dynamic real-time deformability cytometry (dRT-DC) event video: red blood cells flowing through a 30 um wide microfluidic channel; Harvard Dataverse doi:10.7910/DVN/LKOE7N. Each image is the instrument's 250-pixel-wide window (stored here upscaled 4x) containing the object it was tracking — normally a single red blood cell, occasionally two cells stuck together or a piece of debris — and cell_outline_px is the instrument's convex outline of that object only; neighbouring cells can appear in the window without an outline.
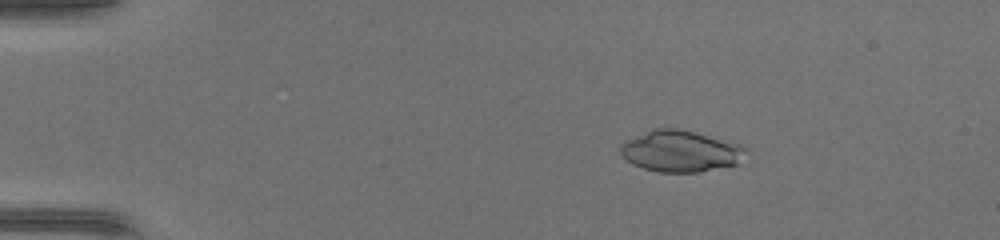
{"species": "common noctule bat (a hibernating species)", "species_latin": "Nyctalus noctula", "temperature_condition": "warm", "stored_images_in_passage": 47, "camera_frame_rate_fps": 3000, "um_per_image_px": 0.085, "animal": {"sex": "female", "body_mass_g": 17.0, "forearm_length_mm": 48.0}, "frame": {"image": 1, "passage_image": 9, "time_ms": 2.667, "image_size_px": [1000, 240], "cell_outline_px": [[744, 152], [736, 164], [700, 172], [660, 172], [644, 168], [632, 164], [624, 160], [620, 156], [620, 144], [624, 140], [652, 128], [680, 128], [740, 144], [744, 148]], "centroid_in_image_um": [57.73, 12.83], "position_along_channel_um": 27.3, "area_um2": 30.23}}
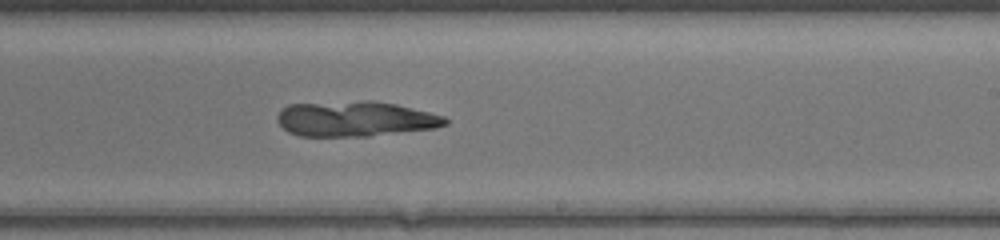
{"frame": {"image": 2, "passage_image": 30, "time_ms": 9.667, "image_size_px": [1000, 240], "cell_outline_px": [[448, 124], [436, 128], [368, 136], [300, 136], [288, 132], [276, 120], [276, 116], [280, 108], [288, 104], [368, 100], [372, 100], [396, 104], [444, 116], [448, 120]], "centroid_in_image_um": [30.16, 10.1], "position_along_channel_um": 258.8, "area_um2": 34.68}}
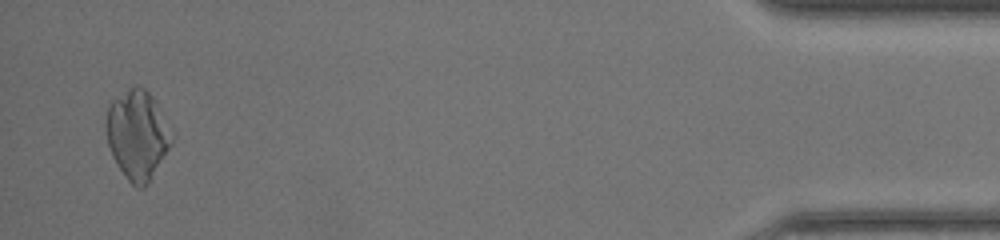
{"frame": {"image": 3, "passage_image": 46, "time_ms": 15.0, "image_size_px": [1000, 240], "cell_outline_px": [[176, 136], [172, 144], [148, 184], [144, 188], [136, 188], [124, 176], [112, 156], [108, 144], [104, 124], [108, 104], [112, 100], [128, 88], [136, 84], [144, 88], [152, 96]], "centroid_in_image_um": [11.68, 11.45], "position_along_channel_um": 423.5, "area_um2": 34.62}}